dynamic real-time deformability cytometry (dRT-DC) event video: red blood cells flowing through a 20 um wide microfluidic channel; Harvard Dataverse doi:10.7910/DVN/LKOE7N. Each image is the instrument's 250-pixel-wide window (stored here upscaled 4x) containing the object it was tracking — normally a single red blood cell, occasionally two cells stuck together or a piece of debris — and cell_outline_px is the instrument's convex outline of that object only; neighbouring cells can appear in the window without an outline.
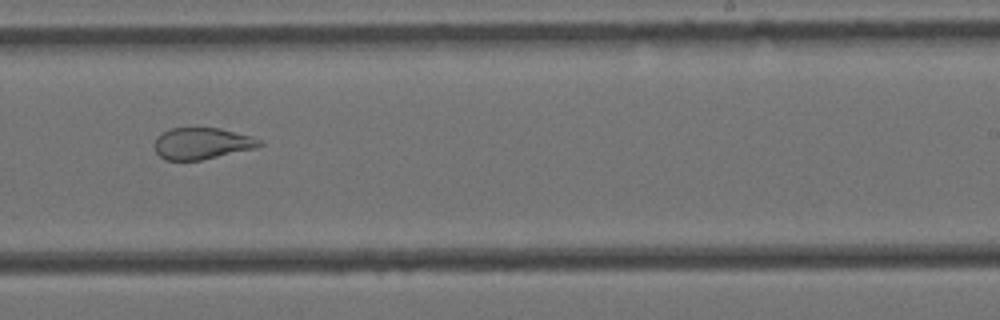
{"species": "Egyptian fruit bat (a non-hibernating species)", "species_latin": "Rousettus aegyptiacus", "temperature_condition": "cold", "stored_images_in_passage": 11, "camera_frame_rate_fps": 3000, "um_per_image_px": 0.085, "animal": {"sex": "female"}, "frame": {"image": 1, "passage_image": 10, "time_ms": 3.0, "image_size_px": [1000, 320], "cell_outline_px": [[264, 144], [256, 148], [200, 160], [164, 160], [156, 152], [156, 136], [172, 128], [220, 128], [252, 136], [264, 140]], "centroid_in_image_um": [17.22, 12.19], "position_along_channel_um": 271.8, "area_um2": 19.25}}